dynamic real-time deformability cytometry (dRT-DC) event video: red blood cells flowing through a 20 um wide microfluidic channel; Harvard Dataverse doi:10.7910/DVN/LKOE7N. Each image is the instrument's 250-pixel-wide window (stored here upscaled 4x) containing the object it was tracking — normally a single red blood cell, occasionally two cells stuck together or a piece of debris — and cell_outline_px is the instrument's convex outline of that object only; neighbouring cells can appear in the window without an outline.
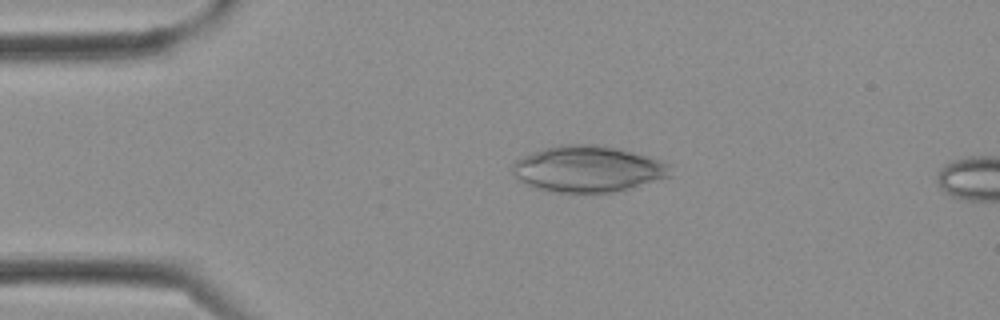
{"species": "Egyptian fruit bat (a non-hibernating species)", "species_latin": "Rousettus aegyptiacus", "temperature_condition": "cold", "stored_images_in_passage": 3, "camera_frame_rate_fps": 3000, "um_per_image_px": 0.085, "frame": {"image": 1, "passage_image": 2, "time_ms": 0.333, "image_size_px": [1000, 320], "cell_outline_px": [[668, 176], [628, 188], [612, 192], [556, 192], [536, 188], [524, 184], [512, 172], [512, 164], [520, 156], [544, 148], [560, 144], [592, 144], [616, 148], [648, 156], [660, 160], [668, 164]], "centroid_in_image_um": [49.88, 14.34], "position_along_channel_um": 35.1, "area_um2": 41.96}}